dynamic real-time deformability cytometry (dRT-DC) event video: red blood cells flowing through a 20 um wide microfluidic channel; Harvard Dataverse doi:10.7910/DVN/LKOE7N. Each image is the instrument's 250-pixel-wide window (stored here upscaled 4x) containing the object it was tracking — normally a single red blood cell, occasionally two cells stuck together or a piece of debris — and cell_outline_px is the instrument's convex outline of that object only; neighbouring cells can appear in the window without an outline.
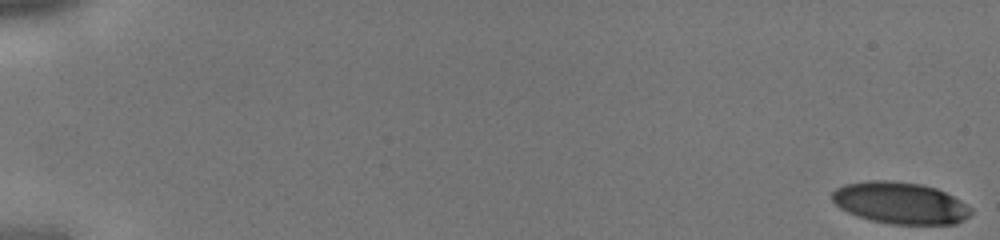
{"species": "human", "species_latin": "Homo sapiens", "temperature_condition": "cold", "stored_images_in_passage": 14, "camera_frame_rate_fps": 3000, "um_per_image_px": 0.085, "donor": {"sex": "male"}, "frame": {"image": 1, "passage_image": 1, "time_ms": 0.0, "image_size_px": [1000, 240], "cell_outline_px": [[972, 212], [964, 220], [956, 224], [892, 224], [872, 220], [856, 216], [840, 208], [832, 200], [832, 192], [836, 188], [844, 184], [868, 180], [892, 180], [920, 184], [936, 188], [960, 200], [972, 208]], "centroid_in_image_um": [76.51, 17.25], "position_along_channel_um": 8.5, "area_um2": 33.81}}
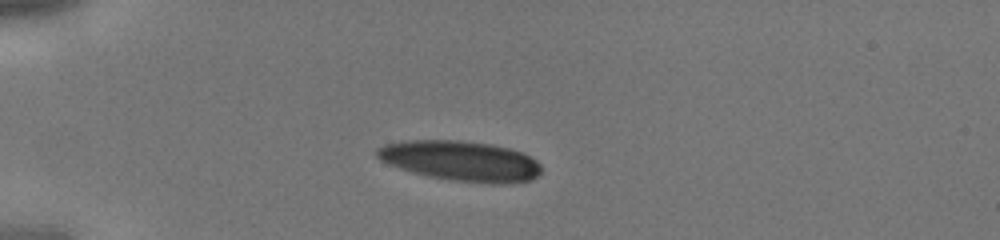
{"frame": {"image": 2, "passage_image": 10, "time_ms": 3.0, "image_size_px": [1000, 240], "cell_outline_px": [[540, 172], [532, 180], [504, 184], [492, 184], [452, 180], [412, 172], [388, 164], [380, 160], [376, 156], [376, 148], [384, 144], [408, 140], [460, 140], [492, 144], [524, 152], [536, 160], [540, 164]], "centroid_in_image_um": [39.17, 13.67], "position_along_channel_um": 45.8, "area_um2": 38.55}}
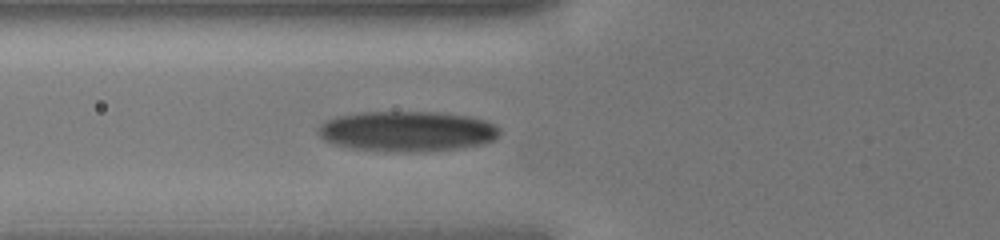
{"frame": {"image": 3, "passage_image": 14, "time_ms": 4.333, "image_size_px": [1000, 240], "cell_outline_px": [[500, 136], [492, 140], [480, 144], [456, 148], [352, 148], [332, 144], [324, 140], [316, 132], [320, 124], [328, 120], [340, 116], [360, 112], [436, 112], [468, 116], [484, 120], [500, 128]], "centroid_in_image_um": [34.58, 11.09], "position_along_channel_um": 91.2, "area_um2": 40.69}}